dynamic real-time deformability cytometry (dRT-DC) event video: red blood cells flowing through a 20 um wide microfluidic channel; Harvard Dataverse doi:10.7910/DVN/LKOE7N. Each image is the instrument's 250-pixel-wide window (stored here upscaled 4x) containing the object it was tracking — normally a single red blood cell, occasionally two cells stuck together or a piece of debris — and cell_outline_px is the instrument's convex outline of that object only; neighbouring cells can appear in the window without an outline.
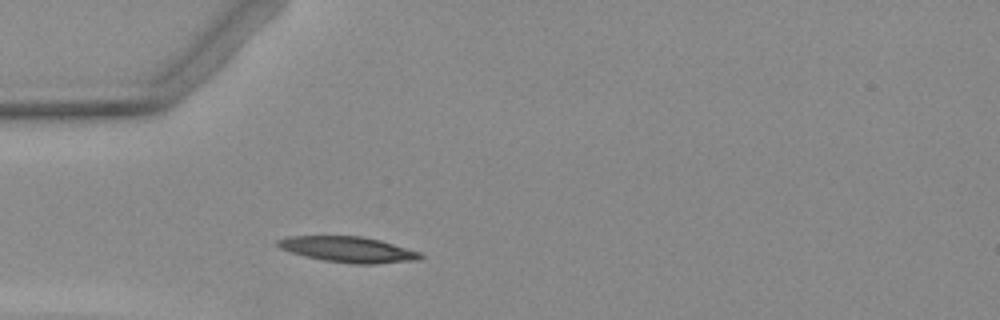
{"species": "Egyptian fruit bat (a non-hibernating species)", "species_latin": "Rousettus aegyptiacus", "temperature_condition": "warm", "stored_images_in_passage": 2, "camera_frame_rate_fps": 3000, "um_per_image_px": 0.085, "animal": {"sex": "female"}, "frame": {"image": 1, "passage_image": 2, "time_ms": 1.333, "image_size_px": [1000, 320], "cell_outline_px": [[424, 256], [420, 260], [376, 264], [356, 264], [324, 260], [304, 256], [280, 248], [276, 244], [276, 240], [292, 236], [364, 236], [380, 240], [420, 252]], "centroid_in_image_um": [29.63, 21.21], "position_along_channel_um": 55.4, "area_um2": 21.33}}